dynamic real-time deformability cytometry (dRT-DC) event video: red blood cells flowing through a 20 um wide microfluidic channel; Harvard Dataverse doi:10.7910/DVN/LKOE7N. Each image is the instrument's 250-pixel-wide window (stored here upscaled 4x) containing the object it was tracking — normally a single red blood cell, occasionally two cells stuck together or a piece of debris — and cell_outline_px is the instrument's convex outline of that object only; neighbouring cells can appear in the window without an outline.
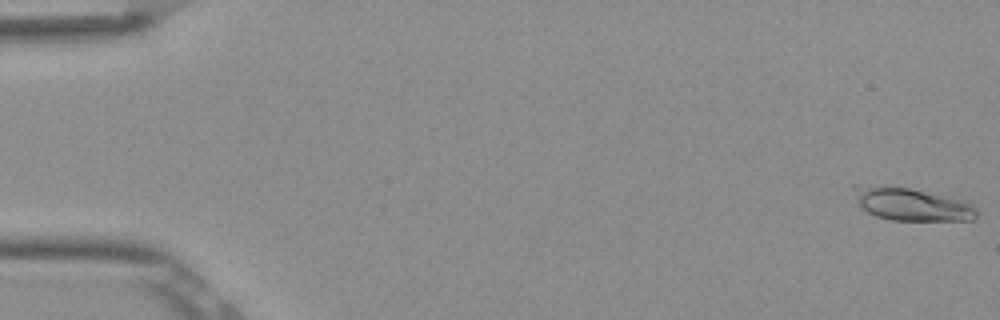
{"species": "Egyptian fruit bat (a non-hibernating species)", "species_latin": "Rousettus aegyptiacus", "temperature_condition": "room temperature", "stored_images_in_passage": 3, "camera_frame_rate_fps": 3000, "um_per_image_px": 0.085, "frame": {"image": 1, "passage_image": 1, "time_ms": 0.0, "image_size_px": [1000, 320], "cell_outline_px": [[976, 216], [972, 220], [892, 220], [876, 216], [860, 208], [848, 184], [856, 184], [908, 188], [948, 196], [964, 200], [972, 204], [976, 208]], "centroid_in_image_um": [77.41, 17.34], "position_along_channel_um": 7.6, "area_um2": 23.64}}